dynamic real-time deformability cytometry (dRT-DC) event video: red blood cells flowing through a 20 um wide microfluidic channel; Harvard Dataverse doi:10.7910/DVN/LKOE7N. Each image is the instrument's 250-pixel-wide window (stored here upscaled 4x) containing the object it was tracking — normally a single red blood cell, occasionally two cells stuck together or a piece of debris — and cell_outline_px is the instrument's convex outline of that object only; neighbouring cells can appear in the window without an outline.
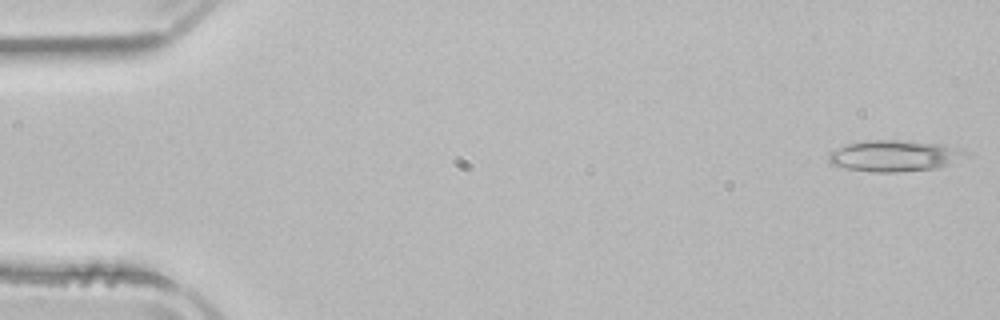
{"species": "common noctule bat (a hibernating species)", "species_latin": "Nyctalus noctula", "temperature_condition": "room temperature", "stored_images_in_passage": 51, "camera_frame_rate_fps": 3000, "um_per_image_px": 0.085, "animal": {"sex": "male", "body_mass_g": 21.5, "forearm_length_mm": 52.0}, "frame": {"image": 1, "passage_image": 1, "time_ms": 0.0, "image_size_px": [1000, 320], "cell_outline_px": [[968, 156], [940, 168], [896, 172], [872, 172], [848, 168], [832, 164], [828, 160], [828, 152], [836, 148], [848, 144], [864, 140], [896, 140], [940, 144], [956, 148], [964, 152]], "centroid_in_image_um": [75.99, 13.25], "position_along_channel_um": 9.0, "area_um2": 24.74}}
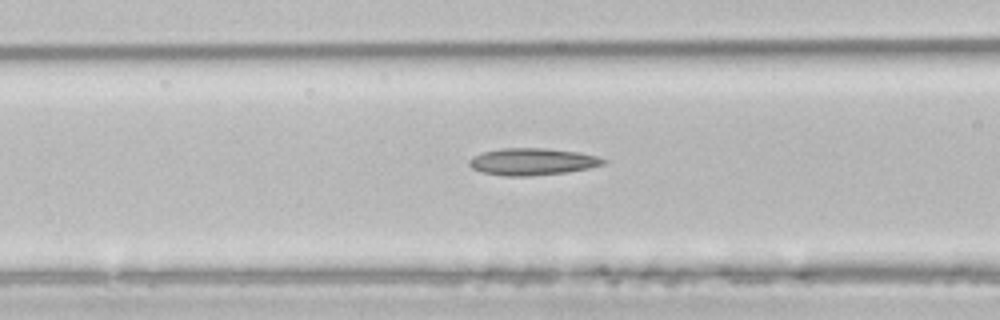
{"frame": {"image": 2, "passage_image": 20, "time_ms": 6.333, "image_size_px": [1000, 320], "cell_outline_px": [[608, 160], [604, 164], [588, 168], [564, 172], [528, 176], [504, 176], [480, 172], [472, 168], [468, 164], [468, 160], [472, 156], [480, 152], [500, 148], [544, 148], [576, 152], [600, 156]], "centroid_in_image_um": [45.2, 13.73], "position_along_channel_um": 121.4, "area_um2": 21.21}}
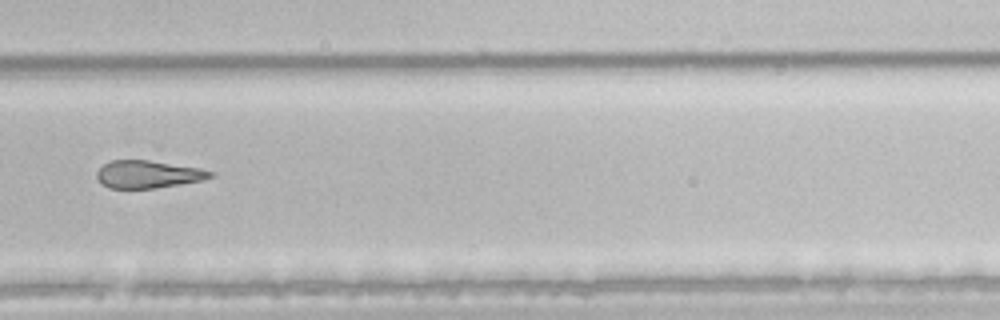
{"frame": {"image": 3, "passage_image": 35, "time_ms": 11.333, "image_size_px": [1000, 320], "cell_outline_px": [[216, 176], [204, 180], [152, 188], [108, 188], [100, 184], [96, 176], [96, 172], [104, 164], [112, 160], [148, 160], [200, 168], [216, 172]], "centroid_in_image_um": [12.6, 14.81], "position_along_channel_um": 317.2, "area_um2": 18.32}, "authors_computed_cell_mechanics": {"area_um2": 20.9814, "velocity_mm_per_s": 3.9246, "shape_relaxation_time_tau1_ms": 6.1441, "shape_relaxation_time_tau2_ms": 3.7415, "deformation_change_tau1": 0.1476, "deformation_change_tau2": 0.1367}}